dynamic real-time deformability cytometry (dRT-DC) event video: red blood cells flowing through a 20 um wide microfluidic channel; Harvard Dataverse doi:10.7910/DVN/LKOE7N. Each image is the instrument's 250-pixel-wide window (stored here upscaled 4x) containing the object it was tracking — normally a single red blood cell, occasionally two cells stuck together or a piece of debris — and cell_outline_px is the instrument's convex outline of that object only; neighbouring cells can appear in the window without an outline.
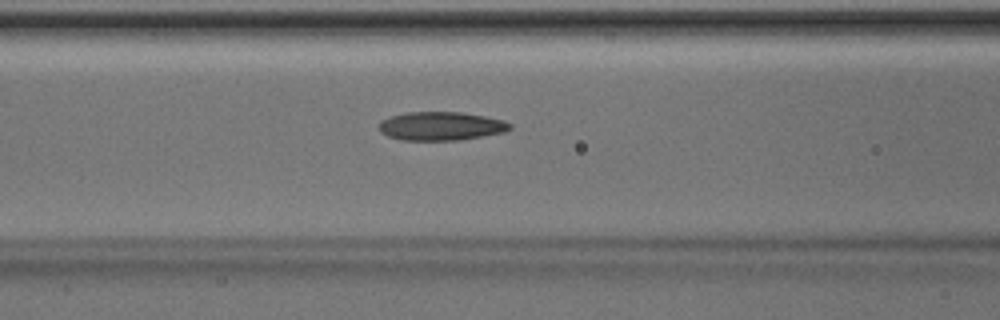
{"species": "Egyptian fruit bat (a non-hibernating species)", "species_latin": "Rousettus aegyptiacus", "temperature_condition": "room temperature", "stored_images_in_passage": 26, "camera_frame_rate_fps": 3000, "um_per_image_px": 0.085, "animal": {"sex": "male"}, "frame": {"image": 1, "passage_image": 6, "time_ms": 1.667, "image_size_px": [1000, 320], "cell_outline_px": [[512, 128], [508, 132], [460, 140], [404, 140], [388, 136], [380, 132], [380, 120], [392, 116], [408, 112], [460, 112], [484, 116], [504, 120], [512, 124]], "centroid_in_image_um": [37.54, 10.72], "position_along_channel_um": 129.1, "area_um2": 21.91}}
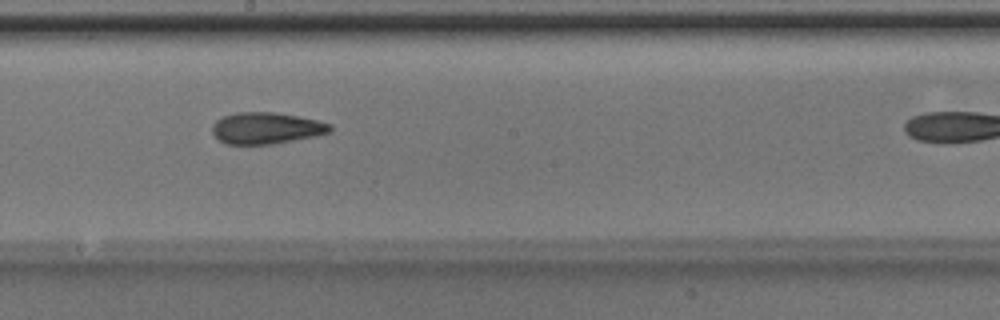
{"frame": {"image": 2, "passage_image": 13, "time_ms": 4.0, "image_size_px": [1000, 320], "cell_outline_px": [[332, 128], [328, 132], [316, 136], [272, 144], [224, 144], [212, 132], [212, 124], [220, 116], [236, 112], [276, 112], [316, 120], [332, 124]], "centroid_in_image_um": [22.59, 10.88], "position_along_channel_um": 225.6, "area_um2": 21.68}}
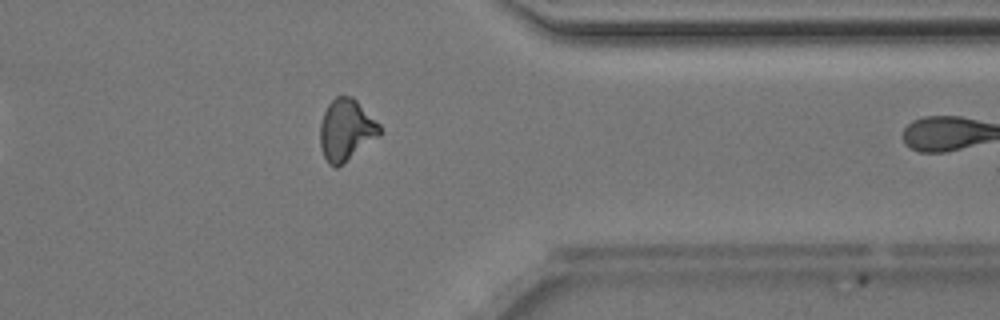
{"frame": {"image": 3, "passage_image": 25, "time_ms": 8.0, "image_size_px": [1000, 320], "cell_outline_px": [[380, 136], [344, 164], [336, 168], [328, 164], [320, 148], [320, 124], [324, 112], [328, 104], [336, 96], [352, 96], [380, 124]], "centroid_in_image_um": [29.42, 11.07], "position_along_channel_um": 382.0, "area_um2": 21.56}}